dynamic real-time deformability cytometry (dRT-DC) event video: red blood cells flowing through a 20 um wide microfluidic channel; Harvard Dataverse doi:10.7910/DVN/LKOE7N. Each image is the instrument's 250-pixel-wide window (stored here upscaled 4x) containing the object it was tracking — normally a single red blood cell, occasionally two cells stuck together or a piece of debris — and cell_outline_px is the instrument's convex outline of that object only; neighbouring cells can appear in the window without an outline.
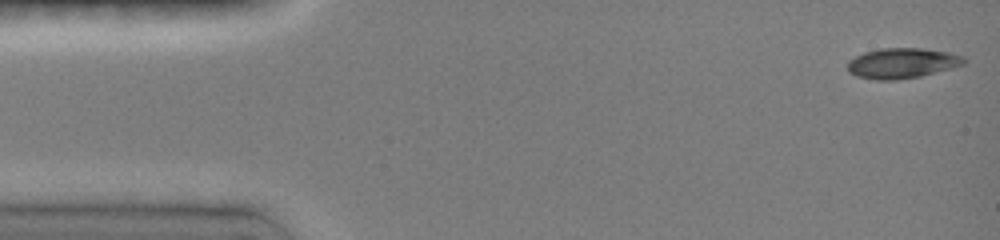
{"species": "common noctule bat (a hibernating species)", "species_latin": "Nyctalus noctula", "temperature_condition": "room temperature", "stored_images_in_passage": 47, "camera_frame_rate_fps": 3000, "um_per_image_px": 0.085, "animal": {"sex": "female", "body_mass_g": 19.0, "forearm_length_mm": 51.5}, "frame": {"image": 1, "passage_image": 1, "time_ms": 0.0, "image_size_px": [1000, 240], "cell_outline_px": [[968, 60], [964, 64], [952, 68], [920, 76], [896, 80], [876, 80], [856, 76], [848, 72], [848, 60], [864, 52], [880, 48], [920, 48], [948, 52], [964, 56]], "centroid_in_image_um": [76.68, 5.37], "position_along_channel_um": 8.3, "area_um2": 20.63}}
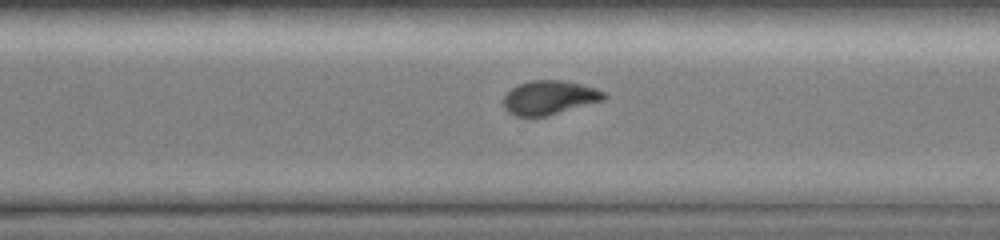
{"frame": {"image": 2, "passage_image": 33, "time_ms": 10.667, "image_size_px": [1000, 240], "cell_outline_px": [[608, 96], [604, 100], [548, 116], [516, 116], [508, 112], [504, 108], [504, 96], [512, 88], [520, 84], [532, 80], [564, 80], [596, 88], [604, 92]], "centroid_in_image_um": [46.72, 8.3], "position_along_channel_um": 323.9, "area_um2": 19.88}}
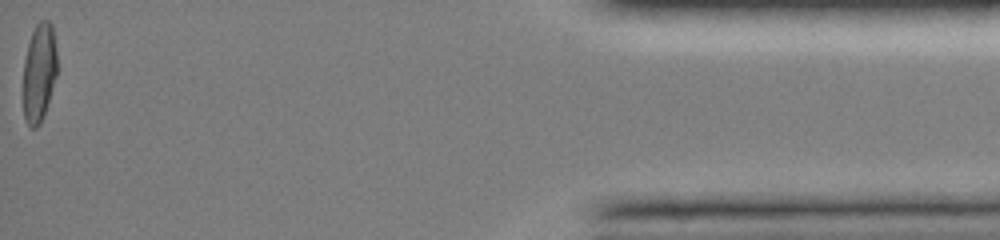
{"frame": {"image": 3, "passage_image": 47, "time_ms": 15.333, "image_size_px": [1000, 240], "cell_outline_px": [[56, 76], [44, 116], [40, 124], [36, 128], [32, 128], [24, 120], [24, 60], [28, 44], [32, 32], [36, 24], [40, 20], [48, 20], [52, 24], [56, 52]], "centroid_in_image_um": [3.33, 6.17], "position_along_channel_um": 431.9, "area_um2": 19.36}, "authors_computed_cell_mechanics": {"area_um2": 20.519, "velocity_mm_per_s": 4.0542, "shape_relaxation_time_tau1_ms": 6.0107, "shape_relaxation_time_tau2_ms": 5.7637, "deformation_change_tau1": 0.1934, "deformation_change_tau2": 0.0677}}